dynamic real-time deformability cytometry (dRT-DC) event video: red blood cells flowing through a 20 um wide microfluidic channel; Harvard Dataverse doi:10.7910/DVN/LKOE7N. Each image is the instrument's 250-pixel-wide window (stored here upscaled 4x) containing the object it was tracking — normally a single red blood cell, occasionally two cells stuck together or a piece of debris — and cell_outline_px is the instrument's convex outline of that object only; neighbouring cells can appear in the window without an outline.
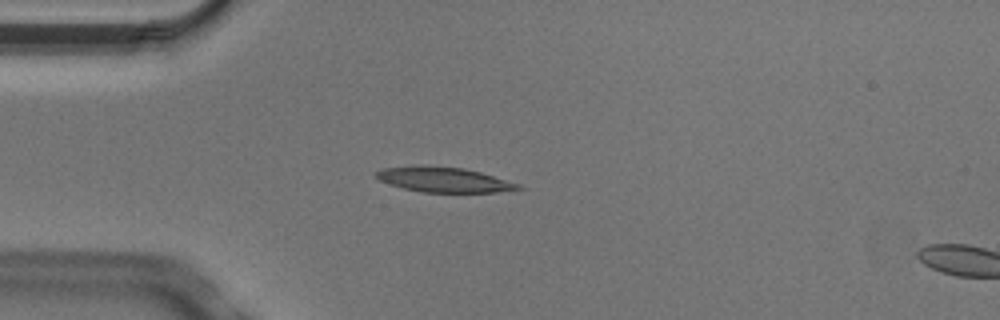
{"species": "Egyptian fruit bat (a non-hibernating species)", "species_latin": "Rousettus aegyptiacus", "temperature_condition": "cold", "stored_images_in_passage": 5, "segment_of_instrument_passage": [1, 2], "camera_frame_rate_fps": 3000, "um_per_image_px": 0.085, "animal": {"sex": "male"}, "frame": {"image": 1, "passage_image": 4, "time_ms": 1.0, "image_size_px": [1000, 320], "cell_outline_px": [[524, 188], [496, 192], [424, 192], [404, 188], [380, 180], [376, 176], [376, 172], [384, 168], [416, 164], [424, 164], [464, 168], [480, 172], [520, 184]], "centroid_in_image_um": [37.72, 15.24], "position_along_channel_um": 47.3, "area_um2": 20.69}}